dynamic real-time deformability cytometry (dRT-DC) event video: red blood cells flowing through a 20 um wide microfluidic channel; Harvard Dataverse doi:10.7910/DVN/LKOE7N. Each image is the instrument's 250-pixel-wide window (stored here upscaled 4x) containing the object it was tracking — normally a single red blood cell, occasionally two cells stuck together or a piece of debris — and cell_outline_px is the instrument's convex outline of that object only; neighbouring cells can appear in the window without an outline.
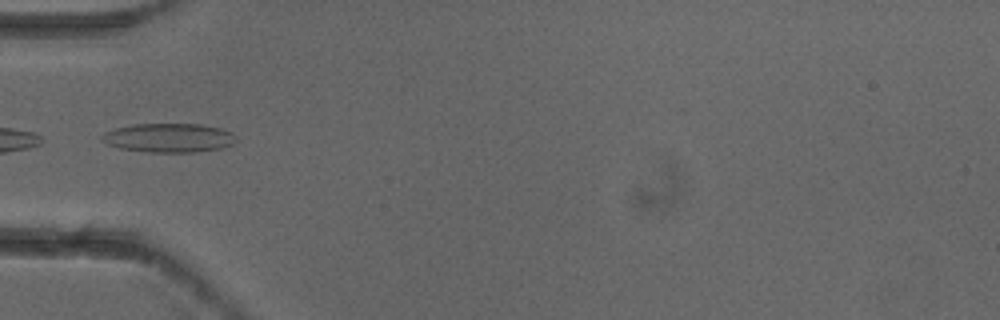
{"species": "common noctule bat (a hibernating species)", "species_latin": "Nyctalus noctula", "temperature_condition": "cold", "stored_images_in_passage": 5, "camera_frame_rate_fps": 3000, "um_per_image_px": 0.085, "animal": {"sex": "female"}, "frame": {"image": 1, "passage_image": 4, "time_ms": 1.0, "image_size_px": [1000, 320], "cell_outline_px": [[236, 140], [232, 144], [224, 148], [196, 152], [148, 152], [120, 148], [108, 144], [100, 140], [100, 136], [104, 132], [116, 128], [132, 124], [200, 124], [220, 128], [232, 132], [236, 136]], "centroid_in_image_um": [14.35, 11.71], "position_along_channel_um": 70.6, "area_um2": 22.83}}
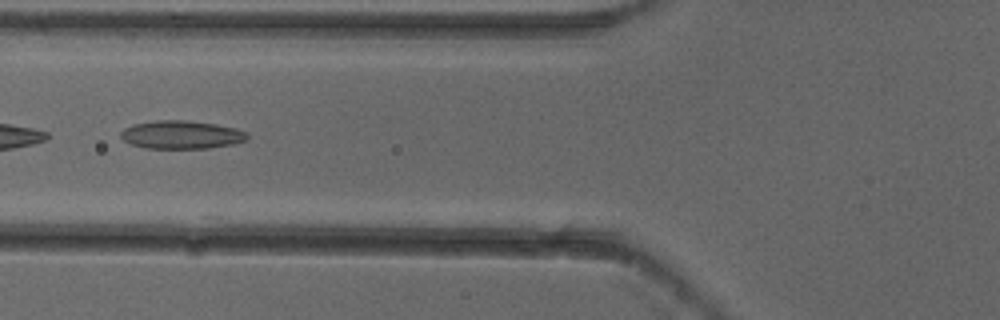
{"frame": {"image": 2, "passage_image": 5, "time_ms": 1.333, "image_size_px": [1000, 320], "cell_outline_px": [[248, 140], [232, 144], [208, 148], [144, 148], [132, 144], [124, 140], [120, 136], [120, 132], [124, 128], [132, 124], [156, 120], [184, 120], [216, 124], [236, 128], [248, 132]], "centroid_in_image_um": [15.43, 11.44], "position_along_channel_um": 110.4, "area_um2": 20.87}}